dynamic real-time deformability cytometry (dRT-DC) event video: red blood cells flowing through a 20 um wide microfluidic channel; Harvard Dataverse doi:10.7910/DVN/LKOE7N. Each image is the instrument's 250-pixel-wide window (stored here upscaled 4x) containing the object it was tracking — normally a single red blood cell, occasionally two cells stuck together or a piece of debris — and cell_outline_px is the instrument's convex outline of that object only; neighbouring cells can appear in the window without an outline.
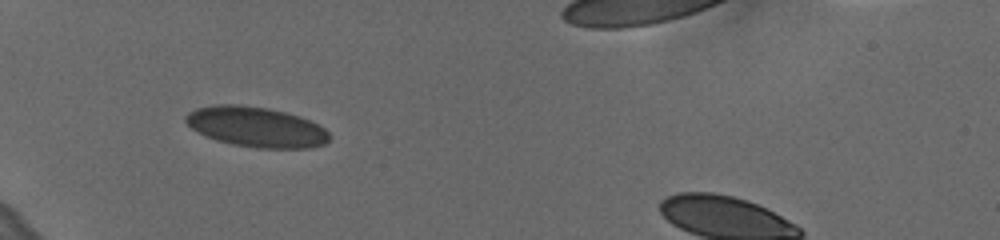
{"species": "human", "species_latin": "Homo sapiens", "temperature_condition": "cold", "stored_images_in_passage": 39, "camera_frame_rate_fps": 3000, "um_per_image_px": 0.085, "donor": {"sex": "female"}, "frame": {"image": 1, "passage_image": 1, "time_ms": 0.0, "image_size_px": [1000, 240], "cell_outline_px": [[328, 140], [324, 144], [312, 148], [256, 148], [232, 144], [216, 140], [192, 128], [184, 120], [184, 116], [188, 112], [196, 108], [216, 104], [240, 104], [268, 108], [300, 116], [324, 128], [328, 132]], "centroid_in_image_um": [21.76, 10.78], "position_along_channel_um": 63.2, "area_um2": 33.52}}
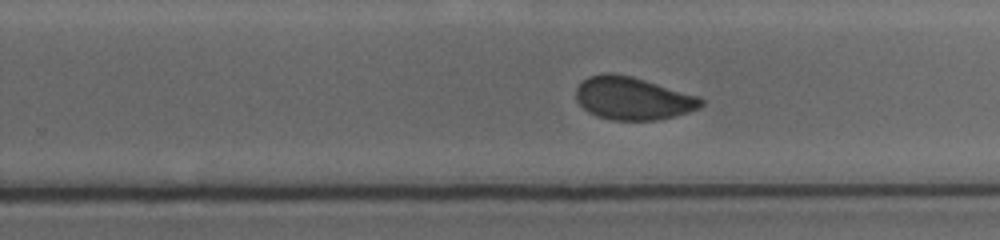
{"frame": {"image": 2, "passage_image": 20, "time_ms": 6.333, "image_size_px": [1000, 240], "cell_outline_px": [[704, 104], [700, 108], [688, 112], [656, 120], [612, 120], [596, 116], [588, 112], [576, 100], [576, 88], [588, 76], [604, 72], [608, 72], [632, 76], [700, 96], [704, 100]], "centroid_in_image_um": [53.79, 8.35], "position_along_channel_um": 276.0, "area_um2": 31.33}}
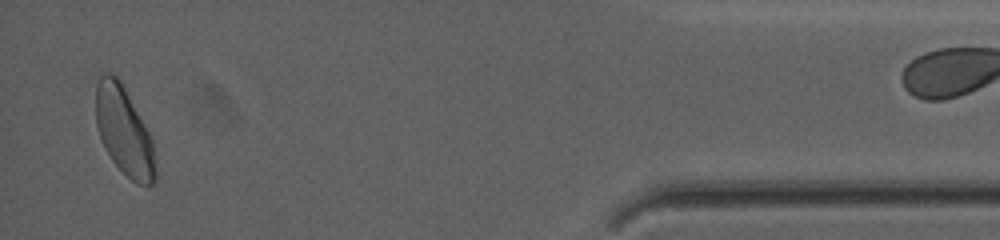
{"frame": {"image": 3, "passage_image": 37, "time_ms": 12.0, "image_size_px": [1000, 240], "cell_outline_px": [[156, 180], [148, 188], [136, 184], [112, 160], [104, 148], [100, 140], [96, 124], [96, 84], [100, 76], [104, 72], [108, 72], [116, 76], [120, 80], [144, 124], [152, 140], [156, 164]], "centroid_in_image_um": [10.54, 11.18], "position_along_channel_um": 424.7, "area_um2": 30.69}}